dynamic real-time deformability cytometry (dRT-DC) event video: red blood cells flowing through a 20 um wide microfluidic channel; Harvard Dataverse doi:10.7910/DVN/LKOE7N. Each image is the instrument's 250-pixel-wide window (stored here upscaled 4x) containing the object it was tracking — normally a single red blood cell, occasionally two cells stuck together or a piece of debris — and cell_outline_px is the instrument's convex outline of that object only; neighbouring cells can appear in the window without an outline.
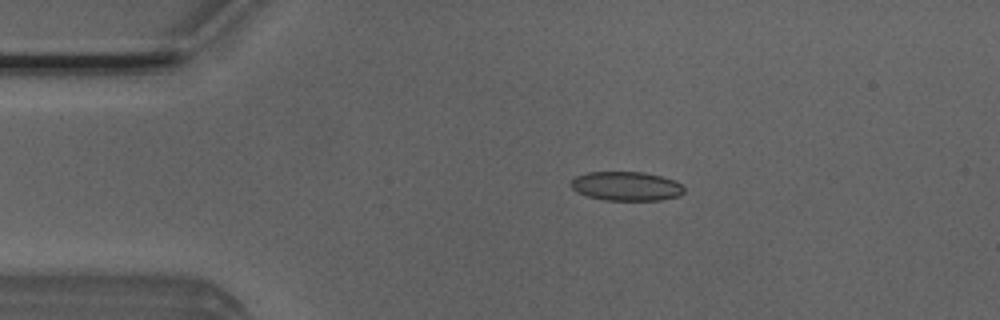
{"species": "Egyptian fruit bat (a non-hibernating species)", "species_latin": "Rousettus aegyptiacus", "temperature_condition": "room temperature", "stored_images_in_passage": 6, "camera_frame_rate_fps": 3000, "um_per_image_px": 0.085, "animal": {"sex": "male"}, "frame": {"image": 1, "passage_image": 3, "time_ms": 0.667, "image_size_px": [1000, 320], "cell_outline_px": [[684, 192], [680, 196], [660, 200], [604, 200], [588, 196], [572, 188], [572, 180], [576, 176], [588, 172], [644, 172], [660, 176], [672, 180], [680, 184], [684, 188]], "centroid_in_image_um": [53.26, 15.82], "position_along_channel_um": 31.7, "area_um2": 18.96}}
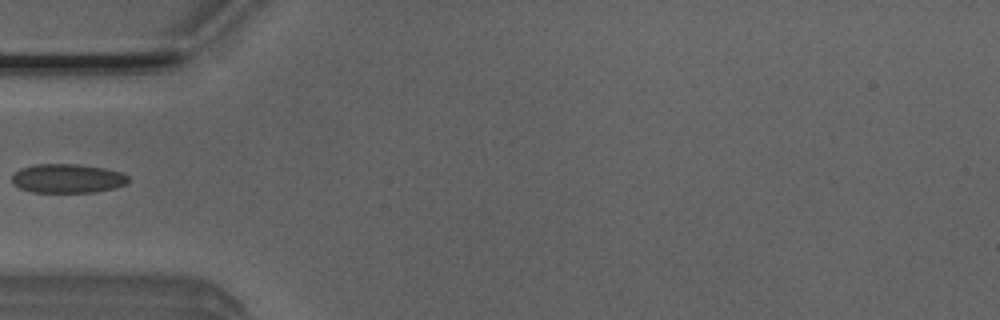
{"frame": {"image": 2, "passage_image": 5, "time_ms": 1.333, "image_size_px": [1000, 320], "cell_outline_px": [[128, 180], [124, 184], [112, 188], [92, 192], [32, 192], [20, 188], [12, 184], [12, 176], [20, 168], [32, 164], [76, 164], [104, 168], [120, 172], [128, 176]], "centroid_in_image_um": [5.68, 15.16], "position_along_channel_um": 79.3, "area_um2": 19.54}}